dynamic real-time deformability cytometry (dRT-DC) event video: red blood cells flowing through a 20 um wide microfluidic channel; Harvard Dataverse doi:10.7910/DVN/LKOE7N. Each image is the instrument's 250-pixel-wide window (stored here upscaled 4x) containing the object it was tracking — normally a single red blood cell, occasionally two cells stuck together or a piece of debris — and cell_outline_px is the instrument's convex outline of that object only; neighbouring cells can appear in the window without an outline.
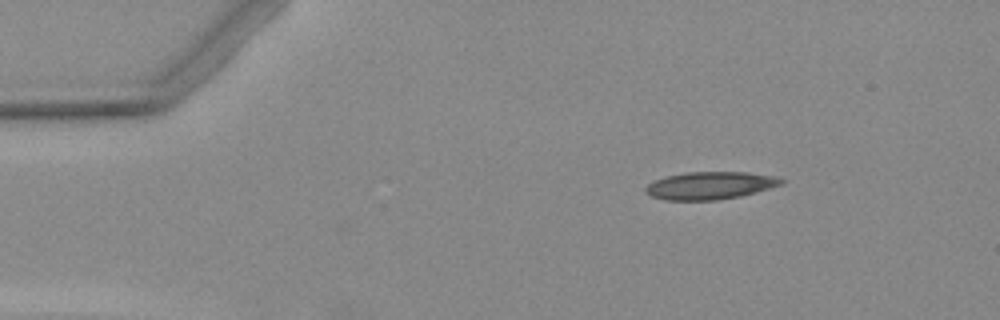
{"species": "Egyptian fruit bat (a non-hibernating species)", "species_latin": "Rousettus aegyptiacus", "temperature_condition": "warm", "stored_images_in_passage": 4, "camera_frame_rate_fps": 3000, "um_per_image_px": 0.085, "animal": {"sex": "female"}, "frame": {"image": 1, "passage_image": 4, "time_ms": 3.333, "image_size_px": [1000, 320], "cell_outline_px": [[784, 184], [756, 192], [740, 196], [716, 200], [664, 200], [652, 196], [644, 192], [644, 188], [648, 184], [664, 176], [688, 172], [748, 172], [772, 176], [784, 180]], "centroid_in_image_um": [60.33, 15.77], "position_along_channel_um": 24.7, "area_um2": 21.79}}